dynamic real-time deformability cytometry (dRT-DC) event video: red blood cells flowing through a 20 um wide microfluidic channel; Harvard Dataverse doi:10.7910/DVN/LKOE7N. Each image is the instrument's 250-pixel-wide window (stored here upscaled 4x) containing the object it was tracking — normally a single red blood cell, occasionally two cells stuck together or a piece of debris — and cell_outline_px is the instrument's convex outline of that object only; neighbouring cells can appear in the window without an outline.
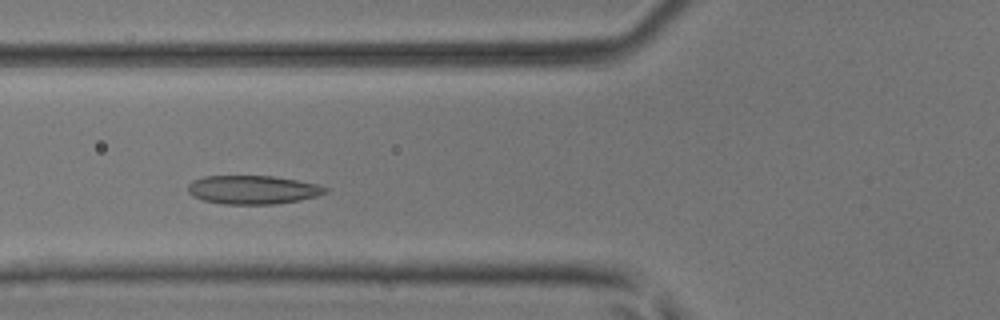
{"species": "common noctule bat (a hibernating species)", "species_latin": "Nyctalus noctula", "temperature_condition": "room temperature", "stored_images_in_passage": 6, "camera_frame_rate_fps": 3000, "um_per_image_px": 0.085, "animal": {"sex": "male", "body_mass_g": 17.9, "forearm_length_mm": 54.2}, "frame": {"image": 1, "passage_image": 5, "time_ms": 1.333, "image_size_px": [1000, 320], "cell_outline_px": [[328, 192], [316, 196], [300, 200], [276, 204], [224, 204], [204, 200], [192, 196], [188, 192], [188, 184], [192, 180], [204, 176], [272, 176], [296, 180], [316, 184], [328, 188]], "centroid_in_image_um": [21.47, 16.13], "position_along_channel_um": 104.3, "area_um2": 22.89}}
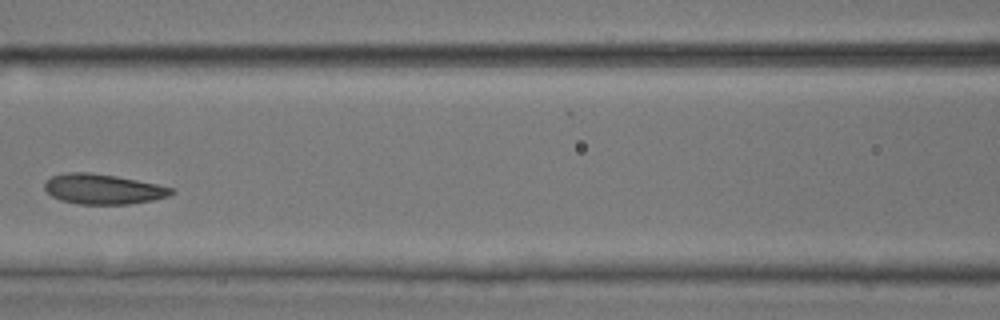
{"frame": {"image": 2, "passage_image": 6, "time_ms": 1.667, "image_size_px": [1000, 320], "cell_outline_px": [[176, 192], [168, 196], [152, 200], [128, 204], [76, 204], [60, 200], [52, 196], [44, 188], [44, 184], [52, 176], [68, 172], [88, 172], [116, 176], [176, 188]], "centroid_in_image_um": [8.78, 16.08], "position_along_channel_um": 157.8, "area_um2": 22.2}}